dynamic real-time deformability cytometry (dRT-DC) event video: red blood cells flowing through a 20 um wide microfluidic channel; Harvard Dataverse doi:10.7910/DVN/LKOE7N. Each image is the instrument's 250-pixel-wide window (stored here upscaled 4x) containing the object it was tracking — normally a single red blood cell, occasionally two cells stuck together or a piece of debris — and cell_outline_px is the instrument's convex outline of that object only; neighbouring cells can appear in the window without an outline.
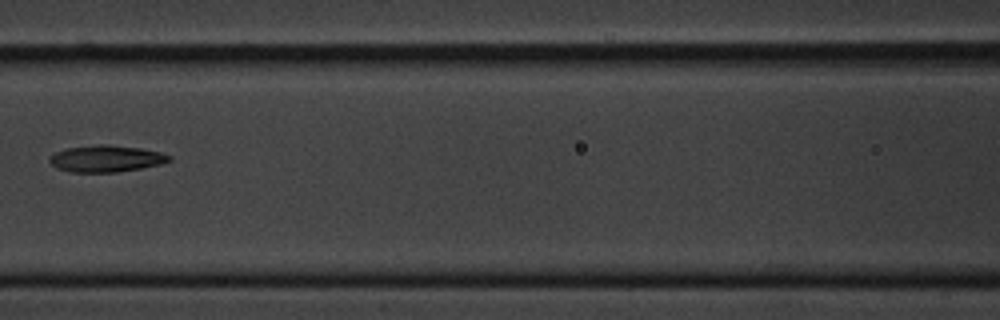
{"species": "common noctule bat (a hibernating species)", "species_latin": "Nyctalus noctula", "temperature_condition": "cold", "stored_images_in_passage": 3, "camera_frame_rate_fps": 3000, "um_per_image_px": 0.085, "animal": {"sex": "male", "body_mass_g": 20.1, "forearm_length_mm": 53.5}, "frame": {"image": 1, "passage_image": 3, "time_ms": 2.333, "image_size_px": [1000, 320], "cell_outline_px": [[172, 160], [160, 164], [140, 168], [116, 172], [72, 172], [56, 168], [48, 160], [56, 152], [64, 148], [96, 144], [112, 144], [140, 148], [160, 152], [172, 156]], "centroid_in_image_um": [9.02, 13.47], "position_along_channel_um": 157.6, "area_um2": 18.67}}